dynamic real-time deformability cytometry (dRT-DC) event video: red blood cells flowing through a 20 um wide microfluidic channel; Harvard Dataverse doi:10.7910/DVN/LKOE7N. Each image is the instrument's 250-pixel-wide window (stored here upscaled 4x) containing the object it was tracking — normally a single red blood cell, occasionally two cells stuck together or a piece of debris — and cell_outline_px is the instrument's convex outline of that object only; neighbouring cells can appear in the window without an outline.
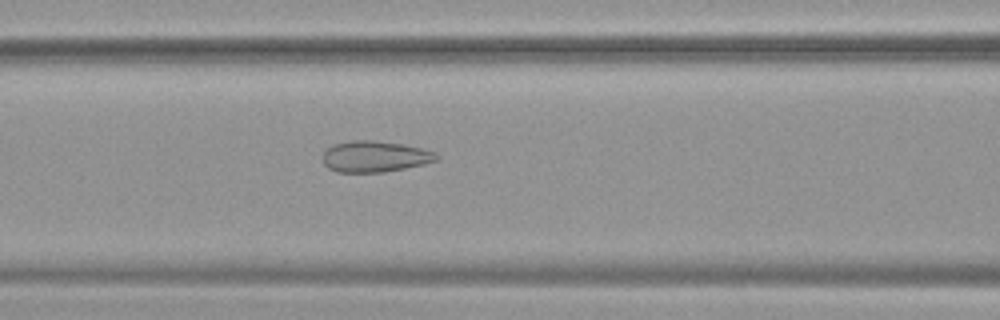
{"species": "common noctule bat (a hibernating species)", "species_latin": "Nyctalus noctula", "temperature_condition": "warm", "stored_images_in_passage": 46, "camera_frame_rate_fps": 3000, "um_per_image_px": 0.085, "animal": {"sex": "female", "body_mass_g": 19.9}, "frame": {"image": 1, "passage_image": 15, "time_ms": 4.667, "image_size_px": [1000, 320], "cell_outline_px": [[440, 156], [436, 160], [424, 164], [384, 172], [336, 172], [328, 168], [324, 164], [324, 152], [332, 144], [352, 140], [376, 140], [404, 144], [436, 152]], "centroid_in_image_um": [31.86, 13.29], "position_along_channel_um": 134.7, "area_um2": 20.69}}
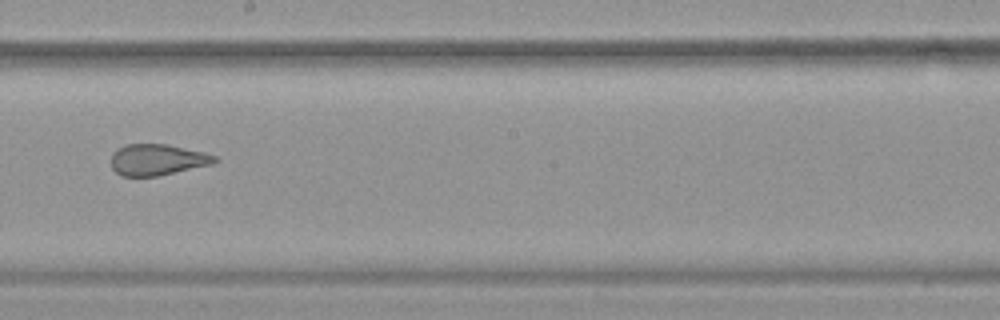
{"frame": {"image": 2, "passage_image": 23, "time_ms": 7.333, "image_size_px": [1000, 320], "cell_outline_px": [[220, 160], [212, 164], [156, 176], [124, 176], [116, 172], [112, 168], [112, 152], [128, 144], [168, 144], [204, 152], [216, 156]], "centroid_in_image_um": [13.4, 13.57], "position_along_channel_um": 234.8, "area_um2": 18.67}}
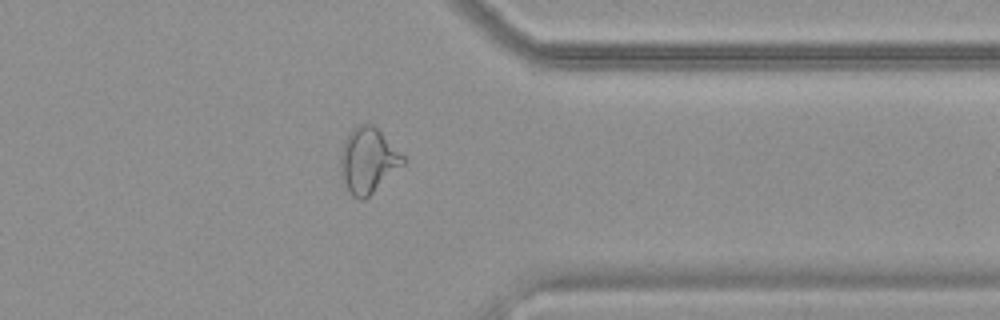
{"frame": {"image": 3, "passage_image": 35, "time_ms": 11.333, "image_size_px": [1000, 320], "cell_outline_px": [[404, 164], [364, 200], [360, 200], [352, 196], [344, 180], [340, 164], [340, 156], [344, 140], [352, 128], [360, 124], [372, 124], [404, 156]], "centroid_in_image_um": [31.27, 13.63], "position_along_channel_um": 380.1, "area_um2": 23.24}, "authors_computed_cell_mechanics": {"area_um2": 23.2934, "velocity_mm_per_s": 3.7636, "shape_relaxation_time_tau1_ms": null, "shape_relaxation_time_tau2_ms": 0.9893, "deformation_change_tau1": null, "deformation_change_tau2": 0.0738}}